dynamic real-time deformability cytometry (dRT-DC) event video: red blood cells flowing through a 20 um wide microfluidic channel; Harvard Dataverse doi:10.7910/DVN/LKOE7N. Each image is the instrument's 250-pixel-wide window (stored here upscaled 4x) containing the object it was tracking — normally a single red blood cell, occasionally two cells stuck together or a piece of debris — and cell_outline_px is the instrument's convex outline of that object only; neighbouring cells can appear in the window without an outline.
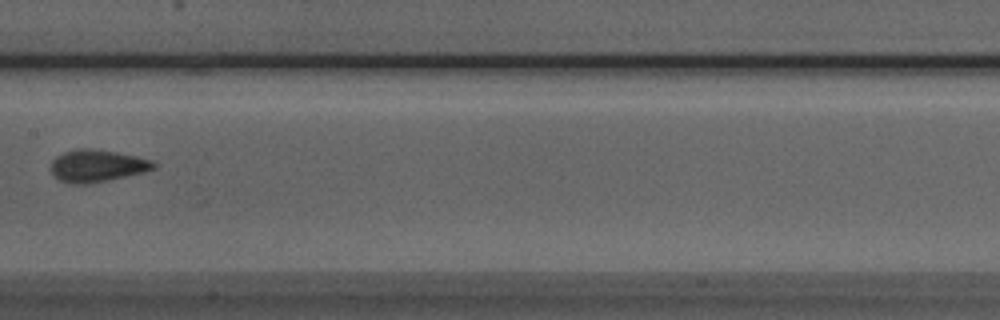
{"species": "Egyptian fruit bat (a non-hibernating species)", "species_latin": "Rousettus aegyptiacus", "temperature_condition": "room temperature", "stored_images_in_passage": 5, "camera_frame_rate_fps": 3000, "um_per_image_px": 0.085, "animal": {"sex": "male"}, "frame": {"image": 1, "passage_image": 5, "time_ms": 1.333, "image_size_px": [1000, 320], "cell_outline_px": [[156, 168], [144, 172], [108, 180], [88, 184], [72, 184], [60, 180], [52, 172], [52, 160], [56, 156], [64, 152], [76, 148], [92, 148], [116, 152], [136, 156], [152, 160], [156, 164]], "centroid_in_image_um": [8.26, 14.08], "position_along_channel_um": 199.1, "area_um2": 19.25}}